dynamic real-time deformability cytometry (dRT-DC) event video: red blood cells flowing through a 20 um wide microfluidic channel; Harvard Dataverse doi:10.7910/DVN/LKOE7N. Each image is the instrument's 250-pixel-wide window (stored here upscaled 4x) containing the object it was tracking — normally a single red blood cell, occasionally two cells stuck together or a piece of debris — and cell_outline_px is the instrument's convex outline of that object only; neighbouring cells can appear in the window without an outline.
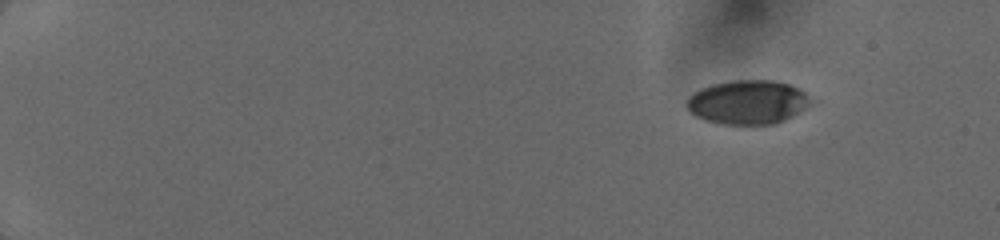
{"species": "human", "species_latin": "Homo sapiens", "temperature_condition": "cold", "stored_images_in_passage": 20, "camera_frame_rate_fps": 3000, "um_per_image_px": 0.085, "donor": {"sex": "female"}, "frame": {"image": 1, "passage_image": 1, "time_ms": 0.0, "image_size_px": [1000, 240], "cell_outline_px": [[820, 104], [776, 124], [720, 124], [704, 120], [696, 116], [684, 104], [688, 96], [700, 88], [712, 84], [732, 80], [776, 80], [788, 84], [820, 100]], "centroid_in_image_um": [63.68, 8.69], "position_along_channel_um": 21.3, "area_um2": 32.89}}
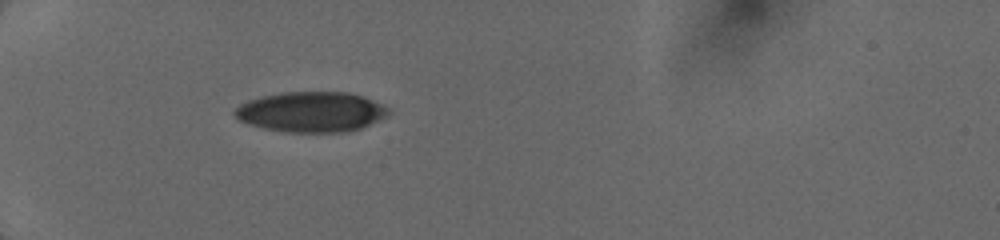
{"frame": {"image": 2, "passage_image": 19, "time_ms": 4.0, "image_size_px": [1000, 240], "cell_outline_px": [[392, 112], [388, 116], [360, 128], [344, 132], [284, 132], [264, 128], [240, 120], [232, 112], [240, 104], [248, 100], [280, 92], [348, 92], [364, 96], [392, 108]], "centroid_in_image_um": [26.51, 9.5], "position_along_channel_um": 58.5, "area_um2": 36.18}}